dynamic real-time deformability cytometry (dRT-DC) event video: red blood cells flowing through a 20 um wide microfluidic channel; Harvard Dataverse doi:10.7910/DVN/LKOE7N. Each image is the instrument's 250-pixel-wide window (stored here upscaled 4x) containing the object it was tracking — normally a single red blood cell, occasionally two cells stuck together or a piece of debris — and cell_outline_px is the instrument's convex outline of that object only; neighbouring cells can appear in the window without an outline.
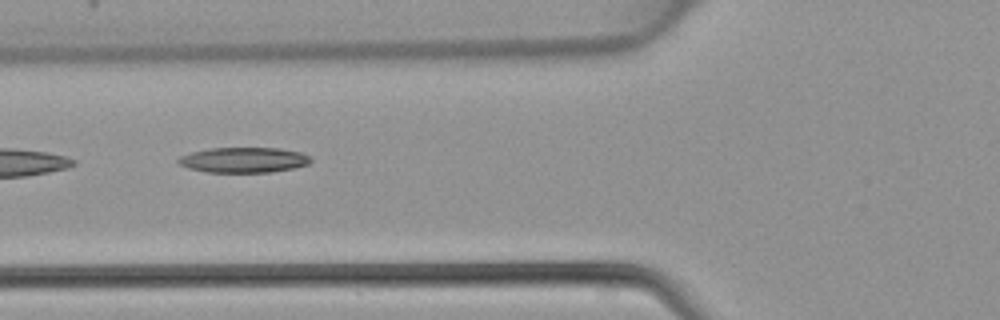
{"species": "common noctule bat (a hibernating species)", "species_latin": "Nyctalus noctula", "temperature_condition": "warm", "stored_images_in_passage": 4, "camera_frame_rate_fps": 3000, "um_per_image_px": 0.085, "animal": {"sex": "female", "body_mass_g": 22.7, "forearm_length_mm": 54.2}, "frame": {"image": 1, "passage_image": 4, "time_ms": 1.0, "image_size_px": [1000, 320], "cell_outline_px": [[312, 160], [308, 164], [292, 168], [272, 172], [204, 172], [188, 168], [180, 164], [176, 160], [180, 156], [192, 152], [208, 148], [280, 148], [300, 152], [312, 156]], "centroid_in_image_um": [20.72, 13.59], "position_along_channel_um": 105.1, "area_um2": 19.59}}